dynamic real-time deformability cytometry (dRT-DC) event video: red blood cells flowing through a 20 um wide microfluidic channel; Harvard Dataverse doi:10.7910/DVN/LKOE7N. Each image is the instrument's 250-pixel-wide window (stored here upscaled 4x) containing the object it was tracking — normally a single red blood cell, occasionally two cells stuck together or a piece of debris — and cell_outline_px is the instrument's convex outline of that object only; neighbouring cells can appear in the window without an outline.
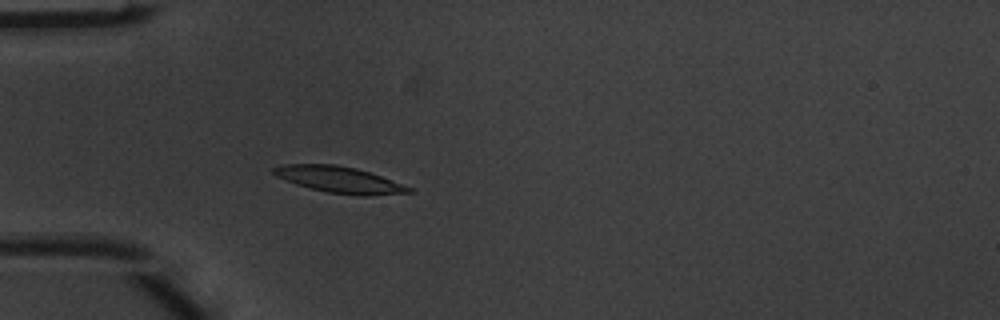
{"species": "common noctule bat (a hibernating species)", "species_latin": "Nyctalus noctula", "temperature_condition": "warm", "stored_images_in_passage": 4, "camera_frame_rate_fps": 3000, "um_per_image_px": 0.085, "animal": {"sex": "male", "body_mass_g": 20.1, "forearm_length_mm": 53.5}, "frame": {"image": 1, "passage_image": 4, "time_ms": 1.0, "image_size_px": [1000, 320], "cell_outline_px": [[416, 192], [368, 196], [360, 196], [328, 192], [308, 188], [296, 184], [276, 176], [272, 172], [272, 168], [280, 164], [336, 164], [356, 168], [380, 176], [412, 188]], "centroid_in_image_um": [28.82, 15.27], "position_along_channel_um": 56.2, "area_um2": 20.75}}